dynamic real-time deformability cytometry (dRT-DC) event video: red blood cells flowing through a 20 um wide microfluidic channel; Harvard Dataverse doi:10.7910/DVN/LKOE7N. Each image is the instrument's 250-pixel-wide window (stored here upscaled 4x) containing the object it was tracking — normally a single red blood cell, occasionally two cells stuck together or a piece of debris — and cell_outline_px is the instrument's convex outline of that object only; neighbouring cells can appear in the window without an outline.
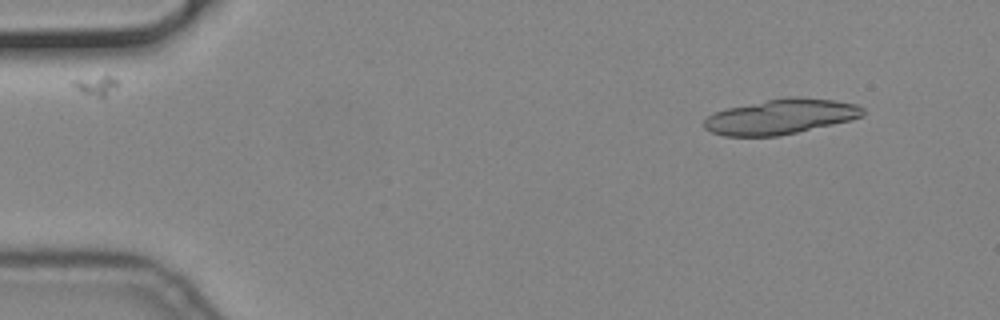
{"species": "common noctule bat (a hibernating species)", "species_latin": "Nyctalus noctula", "temperature_condition": "cold", "stored_images_in_passage": 7, "camera_frame_rate_fps": 3000, "um_per_image_px": 0.085, "animal": {"sex": "male", "body_mass_g": 19.2, "forearm_length_mm": 51.8}, "frame": {"image": 1, "passage_image": 2, "time_ms": 0.333, "image_size_px": [1000, 320], "cell_outline_px": [[864, 116], [852, 120], [796, 132], [776, 136], [724, 136], [712, 132], [704, 128], [704, 120], [708, 116], [724, 108], [788, 96], [800, 96], [832, 100], [856, 104], [864, 108]], "centroid_in_image_um": [66.37, 9.9], "position_along_channel_um": 18.6, "area_um2": 32.48}}